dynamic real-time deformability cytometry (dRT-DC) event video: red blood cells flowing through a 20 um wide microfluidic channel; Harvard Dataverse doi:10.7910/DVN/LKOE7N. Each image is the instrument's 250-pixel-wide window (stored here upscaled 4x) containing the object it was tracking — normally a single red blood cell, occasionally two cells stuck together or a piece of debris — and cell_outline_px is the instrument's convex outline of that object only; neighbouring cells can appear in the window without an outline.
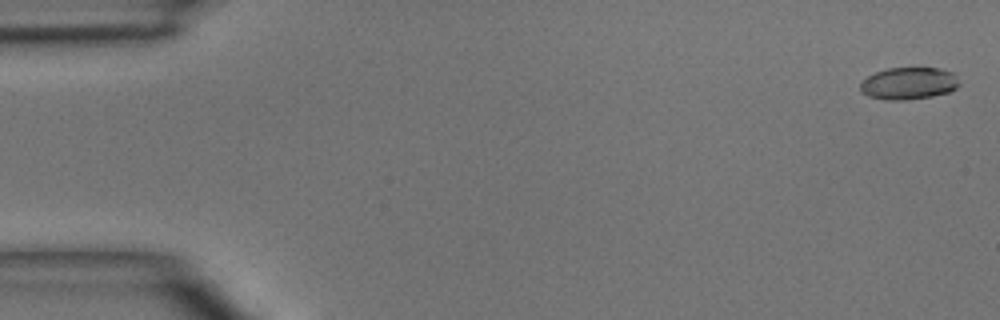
{"species": "common noctule bat (a hibernating species)", "species_latin": "Nyctalus noctula", "temperature_condition": "room temperature", "stored_images_in_passage": 4, "camera_frame_rate_fps": 3000, "um_per_image_px": 0.085, "animal": {"sex": "male", "body_mass_g": 15.6}, "frame": {"image": 1, "passage_image": 1, "time_ms": 0.0, "image_size_px": [1000, 320], "cell_outline_px": [[960, 84], [956, 88], [948, 92], [932, 96], [904, 100], [888, 100], [868, 96], [860, 88], [860, 84], [868, 76], [876, 72], [888, 68], [940, 68], [952, 72]], "centroid_in_image_um": [77.25, 7.08], "position_along_channel_um": 7.7, "area_um2": 18.32}}